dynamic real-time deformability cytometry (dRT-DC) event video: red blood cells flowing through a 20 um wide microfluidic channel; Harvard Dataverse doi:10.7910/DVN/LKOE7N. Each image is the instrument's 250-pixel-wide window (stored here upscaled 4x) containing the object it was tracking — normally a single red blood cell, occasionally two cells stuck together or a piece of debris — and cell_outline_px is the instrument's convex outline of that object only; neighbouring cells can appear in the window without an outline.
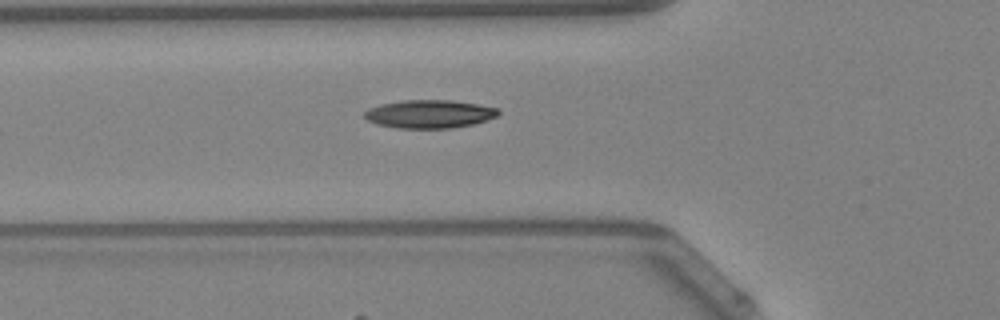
{"species": "Egyptian fruit bat (a non-hibernating species)", "species_latin": "Rousettus aegyptiacus", "temperature_condition": "warm", "stored_images_in_passage": 11, "camera_frame_rate_fps": 3000, "um_per_image_px": 0.085, "animal": {"sex": "female"}, "frame": {"image": 1, "passage_image": 2, "time_ms": 0.333, "image_size_px": [1000, 320], "cell_outline_px": [[500, 112], [496, 116], [472, 124], [452, 128], [396, 128], [376, 124], [368, 120], [364, 116], [364, 112], [368, 108], [380, 104], [404, 100], [452, 100], [500, 108]], "centroid_in_image_um": [36.47, 9.68], "position_along_channel_um": 89.3, "area_um2": 21.96}}